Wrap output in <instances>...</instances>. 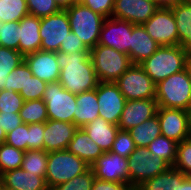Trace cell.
<instances>
[{
    "instance_id": "cell-37",
    "label": "cell",
    "mask_w": 191,
    "mask_h": 190,
    "mask_svg": "<svg viewBox=\"0 0 191 190\" xmlns=\"http://www.w3.org/2000/svg\"><path fill=\"white\" fill-rule=\"evenodd\" d=\"M95 175L90 167L81 175L75 176L73 179L58 184L50 190H91Z\"/></svg>"
},
{
    "instance_id": "cell-27",
    "label": "cell",
    "mask_w": 191,
    "mask_h": 190,
    "mask_svg": "<svg viewBox=\"0 0 191 190\" xmlns=\"http://www.w3.org/2000/svg\"><path fill=\"white\" fill-rule=\"evenodd\" d=\"M188 176L173 166L153 178L143 181L136 190H176Z\"/></svg>"
},
{
    "instance_id": "cell-39",
    "label": "cell",
    "mask_w": 191,
    "mask_h": 190,
    "mask_svg": "<svg viewBox=\"0 0 191 190\" xmlns=\"http://www.w3.org/2000/svg\"><path fill=\"white\" fill-rule=\"evenodd\" d=\"M23 97L12 90L0 91V113H19L22 109Z\"/></svg>"
},
{
    "instance_id": "cell-6",
    "label": "cell",
    "mask_w": 191,
    "mask_h": 190,
    "mask_svg": "<svg viewBox=\"0 0 191 190\" xmlns=\"http://www.w3.org/2000/svg\"><path fill=\"white\" fill-rule=\"evenodd\" d=\"M70 29L89 48H94L99 40L105 17L93 12L81 2L66 9Z\"/></svg>"
},
{
    "instance_id": "cell-10",
    "label": "cell",
    "mask_w": 191,
    "mask_h": 190,
    "mask_svg": "<svg viewBox=\"0 0 191 190\" xmlns=\"http://www.w3.org/2000/svg\"><path fill=\"white\" fill-rule=\"evenodd\" d=\"M143 26L160 46L179 45L175 17L170 7L160 6Z\"/></svg>"
},
{
    "instance_id": "cell-29",
    "label": "cell",
    "mask_w": 191,
    "mask_h": 190,
    "mask_svg": "<svg viewBox=\"0 0 191 190\" xmlns=\"http://www.w3.org/2000/svg\"><path fill=\"white\" fill-rule=\"evenodd\" d=\"M22 61L24 56L19 51L0 46V91L5 89L9 73Z\"/></svg>"
},
{
    "instance_id": "cell-4",
    "label": "cell",
    "mask_w": 191,
    "mask_h": 190,
    "mask_svg": "<svg viewBox=\"0 0 191 190\" xmlns=\"http://www.w3.org/2000/svg\"><path fill=\"white\" fill-rule=\"evenodd\" d=\"M90 57L99 82H115L133 65L128 55L100 44L90 49Z\"/></svg>"
},
{
    "instance_id": "cell-48",
    "label": "cell",
    "mask_w": 191,
    "mask_h": 190,
    "mask_svg": "<svg viewBox=\"0 0 191 190\" xmlns=\"http://www.w3.org/2000/svg\"><path fill=\"white\" fill-rule=\"evenodd\" d=\"M132 187L128 183H118L111 181H103L95 178L91 190H131Z\"/></svg>"
},
{
    "instance_id": "cell-25",
    "label": "cell",
    "mask_w": 191,
    "mask_h": 190,
    "mask_svg": "<svg viewBox=\"0 0 191 190\" xmlns=\"http://www.w3.org/2000/svg\"><path fill=\"white\" fill-rule=\"evenodd\" d=\"M77 108L74 112V124L82 128L99 117V105L96 89L76 95Z\"/></svg>"
},
{
    "instance_id": "cell-22",
    "label": "cell",
    "mask_w": 191,
    "mask_h": 190,
    "mask_svg": "<svg viewBox=\"0 0 191 190\" xmlns=\"http://www.w3.org/2000/svg\"><path fill=\"white\" fill-rule=\"evenodd\" d=\"M160 45L151 38L143 25L132 27L130 55L133 64H140L150 57Z\"/></svg>"
},
{
    "instance_id": "cell-34",
    "label": "cell",
    "mask_w": 191,
    "mask_h": 190,
    "mask_svg": "<svg viewBox=\"0 0 191 190\" xmlns=\"http://www.w3.org/2000/svg\"><path fill=\"white\" fill-rule=\"evenodd\" d=\"M25 152L13 146L0 145V176L10 170L21 168Z\"/></svg>"
},
{
    "instance_id": "cell-17",
    "label": "cell",
    "mask_w": 191,
    "mask_h": 190,
    "mask_svg": "<svg viewBox=\"0 0 191 190\" xmlns=\"http://www.w3.org/2000/svg\"><path fill=\"white\" fill-rule=\"evenodd\" d=\"M158 108L155 99L127 100L118 124L119 130L129 131L142 124L156 116Z\"/></svg>"
},
{
    "instance_id": "cell-40",
    "label": "cell",
    "mask_w": 191,
    "mask_h": 190,
    "mask_svg": "<svg viewBox=\"0 0 191 190\" xmlns=\"http://www.w3.org/2000/svg\"><path fill=\"white\" fill-rule=\"evenodd\" d=\"M30 15L42 18L59 12L61 9L54 0H26Z\"/></svg>"
},
{
    "instance_id": "cell-14",
    "label": "cell",
    "mask_w": 191,
    "mask_h": 190,
    "mask_svg": "<svg viewBox=\"0 0 191 190\" xmlns=\"http://www.w3.org/2000/svg\"><path fill=\"white\" fill-rule=\"evenodd\" d=\"M99 117L114 125L119 124L126 99L114 82H99L96 88Z\"/></svg>"
},
{
    "instance_id": "cell-54",
    "label": "cell",
    "mask_w": 191,
    "mask_h": 190,
    "mask_svg": "<svg viewBox=\"0 0 191 190\" xmlns=\"http://www.w3.org/2000/svg\"><path fill=\"white\" fill-rule=\"evenodd\" d=\"M0 190H4V187H3V183H2V179L0 177Z\"/></svg>"
},
{
    "instance_id": "cell-5",
    "label": "cell",
    "mask_w": 191,
    "mask_h": 190,
    "mask_svg": "<svg viewBox=\"0 0 191 190\" xmlns=\"http://www.w3.org/2000/svg\"><path fill=\"white\" fill-rule=\"evenodd\" d=\"M91 166L66 150L48 153L46 183L49 189L86 172Z\"/></svg>"
},
{
    "instance_id": "cell-51",
    "label": "cell",
    "mask_w": 191,
    "mask_h": 190,
    "mask_svg": "<svg viewBox=\"0 0 191 190\" xmlns=\"http://www.w3.org/2000/svg\"><path fill=\"white\" fill-rule=\"evenodd\" d=\"M155 1L160 6H167V7H169V6H171V5L175 4V3H178V2H180L182 0H155Z\"/></svg>"
},
{
    "instance_id": "cell-11",
    "label": "cell",
    "mask_w": 191,
    "mask_h": 190,
    "mask_svg": "<svg viewBox=\"0 0 191 190\" xmlns=\"http://www.w3.org/2000/svg\"><path fill=\"white\" fill-rule=\"evenodd\" d=\"M70 31L66 9L40 18L39 34L42 39L40 50L58 52L61 42L65 41Z\"/></svg>"
},
{
    "instance_id": "cell-15",
    "label": "cell",
    "mask_w": 191,
    "mask_h": 190,
    "mask_svg": "<svg viewBox=\"0 0 191 190\" xmlns=\"http://www.w3.org/2000/svg\"><path fill=\"white\" fill-rule=\"evenodd\" d=\"M91 168L97 179L130 184L127 159L114 152H104Z\"/></svg>"
},
{
    "instance_id": "cell-52",
    "label": "cell",
    "mask_w": 191,
    "mask_h": 190,
    "mask_svg": "<svg viewBox=\"0 0 191 190\" xmlns=\"http://www.w3.org/2000/svg\"><path fill=\"white\" fill-rule=\"evenodd\" d=\"M185 69H186V71H187V73L189 75V79H190V82H191V54L188 57Z\"/></svg>"
},
{
    "instance_id": "cell-47",
    "label": "cell",
    "mask_w": 191,
    "mask_h": 190,
    "mask_svg": "<svg viewBox=\"0 0 191 190\" xmlns=\"http://www.w3.org/2000/svg\"><path fill=\"white\" fill-rule=\"evenodd\" d=\"M23 123L19 113H0V126L8 134Z\"/></svg>"
},
{
    "instance_id": "cell-50",
    "label": "cell",
    "mask_w": 191,
    "mask_h": 190,
    "mask_svg": "<svg viewBox=\"0 0 191 190\" xmlns=\"http://www.w3.org/2000/svg\"><path fill=\"white\" fill-rule=\"evenodd\" d=\"M176 190H191V178L188 176L181 184L177 185Z\"/></svg>"
},
{
    "instance_id": "cell-32",
    "label": "cell",
    "mask_w": 191,
    "mask_h": 190,
    "mask_svg": "<svg viewBox=\"0 0 191 190\" xmlns=\"http://www.w3.org/2000/svg\"><path fill=\"white\" fill-rule=\"evenodd\" d=\"M177 145V142L160 135L147 148L151 152V155H157L164 159L170 166H173L176 160Z\"/></svg>"
},
{
    "instance_id": "cell-23",
    "label": "cell",
    "mask_w": 191,
    "mask_h": 190,
    "mask_svg": "<svg viewBox=\"0 0 191 190\" xmlns=\"http://www.w3.org/2000/svg\"><path fill=\"white\" fill-rule=\"evenodd\" d=\"M82 129L103 152L111 151L116 134L119 131L117 125L109 123L101 117L89 122Z\"/></svg>"
},
{
    "instance_id": "cell-18",
    "label": "cell",
    "mask_w": 191,
    "mask_h": 190,
    "mask_svg": "<svg viewBox=\"0 0 191 190\" xmlns=\"http://www.w3.org/2000/svg\"><path fill=\"white\" fill-rule=\"evenodd\" d=\"M32 75L50 83L59 80L60 68L57 62V52L38 50L24 55Z\"/></svg>"
},
{
    "instance_id": "cell-13",
    "label": "cell",
    "mask_w": 191,
    "mask_h": 190,
    "mask_svg": "<svg viewBox=\"0 0 191 190\" xmlns=\"http://www.w3.org/2000/svg\"><path fill=\"white\" fill-rule=\"evenodd\" d=\"M133 26L126 20L114 17L105 18L97 44L111 47L129 56Z\"/></svg>"
},
{
    "instance_id": "cell-36",
    "label": "cell",
    "mask_w": 191,
    "mask_h": 190,
    "mask_svg": "<svg viewBox=\"0 0 191 190\" xmlns=\"http://www.w3.org/2000/svg\"><path fill=\"white\" fill-rule=\"evenodd\" d=\"M19 22L0 24V46L19 51Z\"/></svg>"
},
{
    "instance_id": "cell-38",
    "label": "cell",
    "mask_w": 191,
    "mask_h": 190,
    "mask_svg": "<svg viewBox=\"0 0 191 190\" xmlns=\"http://www.w3.org/2000/svg\"><path fill=\"white\" fill-rule=\"evenodd\" d=\"M173 167L187 176L191 175V137L178 143Z\"/></svg>"
},
{
    "instance_id": "cell-3",
    "label": "cell",
    "mask_w": 191,
    "mask_h": 190,
    "mask_svg": "<svg viewBox=\"0 0 191 190\" xmlns=\"http://www.w3.org/2000/svg\"><path fill=\"white\" fill-rule=\"evenodd\" d=\"M159 108H179L191 112V82L186 69L156 84Z\"/></svg>"
},
{
    "instance_id": "cell-1",
    "label": "cell",
    "mask_w": 191,
    "mask_h": 190,
    "mask_svg": "<svg viewBox=\"0 0 191 190\" xmlns=\"http://www.w3.org/2000/svg\"><path fill=\"white\" fill-rule=\"evenodd\" d=\"M57 62L60 68L58 82L67 91L77 95L97 88L99 80L90 52H57Z\"/></svg>"
},
{
    "instance_id": "cell-21",
    "label": "cell",
    "mask_w": 191,
    "mask_h": 190,
    "mask_svg": "<svg viewBox=\"0 0 191 190\" xmlns=\"http://www.w3.org/2000/svg\"><path fill=\"white\" fill-rule=\"evenodd\" d=\"M40 18L28 14L19 21V52L24 56L40 50Z\"/></svg>"
},
{
    "instance_id": "cell-44",
    "label": "cell",
    "mask_w": 191,
    "mask_h": 190,
    "mask_svg": "<svg viewBox=\"0 0 191 190\" xmlns=\"http://www.w3.org/2000/svg\"><path fill=\"white\" fill-rule=\"evenodd\" d=\"M45 123L28 124V150H44Z\"/></svg>"
},
{
    "instance_id": "cell-2",
    "label": "cell",
    "mask_w": 191,
    "mask_h": 190,
    "mask_svg": "<svg viewBox=\"0 0 191 190\" xmlns=\"http://www.w3.org/2000/svg\"><path fill=\"white\" fill-rule=\"evenodd\" d=\"M190 53L179 45L160 46L139 65L155 84L186 68Z\"/></svg>"
},
{
    "instance_id": "cell-8",
    "label": "cell",
    "mask_w": 191,
    "mask_h": 190,
    "mask_svg": "<svg viewBox=\"0 0 191 190\" xmlns=\"http://www.w3.org/2000/svg\"><path fill=\"white\" fill-rule=\"evenodd\" d=\"M42 100L46 104L48 119L74 124L76 94L64 89L58 81L50 82L47 83Z\"/></svg>"
},
{
    "instance_id": "cell-24",
    "label": "cell",
    "mask_w": 191,
    "mask_h": 190,
    "mask_svg": "<svg viewBox=\"0 0 191 190\" xmlns=\"http://www.w3.org/2000/svg\"><path fill=\"white\" fill-rule=\"evenodd\" d=\"M67 150L84 160L90 166L104 153L82 128H78L74 132Z\"/></svg>"
},
{
    "instance_id": "cell-28",
    "label": "cell",
    "mask_w": 191,
    "mask_h": 190,
    "mask_svg": "<svg viewBox=\"0 0 191 190\" xmlns=\"http://www.w3.org/2000/svg\"><path fill=\"white\" fill-rule=\"evenodd\" d=\"M136 147H147L161 135L158 116H154L128 131Z\"/></svg>"
},
{
    "instance_id": "cell-16",
    "label": "cell",
    "mask_w": 191,
    "mask_h": 190,
    "mask_svg": "<svg viewBox=\"0 0 191 190\" xmlns=\"http://www.w3.org/2000/svg\"><path fill=\"white\" fill-rule=\"evenodd\" d=\"M159 7L155 0H115L112 17L143 25Z\"/></svg>"
},
{
    "instance_id": "cell-20",
    "label": "cell",
    "mask_w": 191,
    "mask_h": 190,
    "mask_svg": "<svg viewBox=\"0 0 191 190\" xmlns=\"http://www.w3.org/2000/svg\"><path fill=\"white\" fill-rule=\"evenodd\" d=\"M1 179L6 190H50L45 178L22 168L3 173Z\"/></svg>"
},
{
    "instance_id": "cell-33",
    "label": "cell",
    "mask_w": 191,
    "mask_h": 190,
    "mask_svg": "<svg viewBox=\"0 0 191 190\" xmlns=\"http://www.w3.org/2000/svg\"><path fill=\"white\" fill-rule=\"evenodd\" d=\"M29 14L26 0H0V19L5 22H19Z\"/></svg>"
},
{
    "instance_id": "cell-46",
    "label": "cell",
    "mask_w": 191,
    "mask_h": 190,
    "mask_svg": "<svg viewBox=\"0 0 191 190\" xmlns=\"http://www.w3.org/2000/svg\"><path fill=\"white\" fill-rule=\"evenodd\" d=\"M115 0H79L82 4L89 7L105 18L112 17Z\"/></svg>"
},
{
    "instance_id": "cell-53",
    "label": "cell",
    "mask_w": 191,
    "mask_h": 190,
    "mask_svg": "<svg viewBox=\"0 0 191 190\" xmlns=\"http://www.w3.org/2000/svg\"><path fill=\"white\" fill-rule=\"evenodd\" d=\"M6 141V133L5 131L2 129V127L0 126V145L2 143H5Z\"/></svg>"
},
{
    "instance_id": "cell-26",
    "label": "cell",
    "mask_w": 191,
    "mask_h": 190,
    "mask_svg": "<svg viewBox=\"0 0 191 190\" xmlns=\"http://www.w3.org/2000/svg\"><path fill=\"white\" fill-rule=\"evenodd\" d=\"M169 7L175 17L179 46L191 54V3L182 0Z\"/></svg>"
},
{
    "instance_id": "cell-30",
    "label": "cell",
    "mask_w": 191,
    "mask_h": 190,
    "mask_svg": "<svg viewBox=\"0 0 191 190\" xmlns=\"http://www.w3.org/2000/svg\"><path fill=\"white\" fill-rule=\"evenodd\" d=\"M19 116L25 124L45 123L48 120L46 104L42 99L24 101Z\"/></svg>"
},
{
    "instance_id": "cell-31",
    "label": "cell",
    "mask_w": 191,
    "mask_h": 190,
    "mask_svg": "<svg viewBox=\"0 0 191 190\" xmlns=\"http://www.w3.org/2000/svg\"><path fill=\"white\" fill-rule=\"evenodd\" d=\"M48 153L41 149L25 151L21 168L32 174L46 177Z\"/></svg>"
},
{
    "instance_id": "cell-35",
    "label": "cell",
    "mask_w": 191,
    "mask_h": 190,
    "mask_svg": "<svg viewBox=\"0 0 191 190\" xmlns=\"http://www.w3.org/2000/svg\"><path fill=\"white\" fill-rule=\"evenodd\" d=\"M28 75H32V73L25 61H22L7 76L8 80L5 85V90H12L18 93H20V91H25Z\"/></svg>"
},
{
    "instance_id": "cell-12",
    "label": "cell",
    "mask_w": 191,
    "mask_h": 190,
    "mask_svg": "<svg viewBox=\"0 0 191 190\" xmlns=\"http://www.w3.org/2000/svg\"><path fill=\"white\" fill-rule=\"evenodd\" d=\"M161 135L177 143L191 137V112L179 108H158Z\"/></svg>"
},
{
    "instance_id": "cell-19",
    "label": "cell",
    "mask_w": 191,
    "mask_h": 190,
    "mask_svg": "<svg viewBox=\"0 0 191 190\" xmlns=\"http://www.w3.org/2000/svg\"><path fill=\"white\" fill-rule=\"evenodd\" d=\"M77 129L73 123L48 119L44 128V151L66 150Z\"/></svg>"
},
{
    "instance_id": "cell-7",
    "label": "cell",
    "mask_w": 191,
    "mask_h": 190,
    "mask_svg": "<svg viewBox=\"0 0 191 190\" xmlns=\"http://www.w3.org/2000/svg\"><path fill=\"white\" fill-rule=\"evenodd\" d=\"M130 186L136 188L143 181L153 178L171 166L157 155H151L147 147H136L127 158Z\"/></svg>"
},
{
    "instance_id": "cell-9",
    "label": "cell",
    "mask_w": 191,
    "mask_h": 190,
    "mask_svg": "<svg viewBox=\"0 0 191 190\" xmlns=\"http://www.w3.org/2000/svg\"><path fill=\"white\" fill-rule=\"evenodd\" d=\"M126 100L155 99L156 84L139 64H133L114 82Z\"/></svg>"
},
{
    "instance_id": "cell-43",
    "label": "cell",
    "mask_w": 191,
    "mask_h": 190,
    "mask_svg": "<svg viewBox=\"0 0 191 190\" xmlns=\"http://www.w3.org/2000/svg\"><path fill=\"white\" fill-rule=\"evenodd\" d=\"M28 132V124L22 123L6 134L5 143L25 152L28 150Z\"/></svg>"
},
{
    "instance_id": "cell-45",
    "label": "cell",
    "mask_w": 191,
    "mask_h": 190,
    "mask_svg": "<svg viewBox=\"0 0 191 190\" xmlns=\"http://www.w3.org/2000/svg\"><path fill=\"white\" fill-rule=\"evenodd\" d=\"M65 54H71L74 52H90V49L81 41V39L74 34L73 31L67 35L65 41L61 42L59 51Z\"/></svg>"
},
{
    "instance_id": "cell-42",
    "label": "cell",
    "mask_w": 191,
    "mask_h": 190,
    "mask_svg": "<svg viewBox=\"0 0 191 190\" xmlns=\"http://www.w3.org/2000/svg\"><path fill=\"white\" fill-rule=\"evenodd\" d=\"M46 86L47 82L34 75H28L25 91H20L19 94L23 97L24 101L42 99Z\"/></svg>"
},
{
    "instance_id": "cell-49",
    "label": "cell",
    "mask_w": 191,
    "mask_h": 190,
    "mask_svg": "<svg viewBox=\"0 0 191 190\" xmlns=\"http://www.w3.org/2000/svg\"><path fill=\"white\" fill-rule=\"evenodd\" d=\"M54 1L61 10H65L79 2V0H54Z\"/></svg>"
},
{
    "instance_id": "cell-41",
    "label": "cell",
    "mask_w": 191,
    "mask_h": 190,
    "mask_svg": "<svg viewBox=\"0 0 191 190\" xmlns=\"http://www.w3.org/2000/svg\"><path fill=\"white\" fill-rule=\"evenodd\" d=\"M136 146L128 131L119 130L116 134L115 141L112 145L111 152L128 158L135 150Z\"/></svg>"
}]
</instances>
